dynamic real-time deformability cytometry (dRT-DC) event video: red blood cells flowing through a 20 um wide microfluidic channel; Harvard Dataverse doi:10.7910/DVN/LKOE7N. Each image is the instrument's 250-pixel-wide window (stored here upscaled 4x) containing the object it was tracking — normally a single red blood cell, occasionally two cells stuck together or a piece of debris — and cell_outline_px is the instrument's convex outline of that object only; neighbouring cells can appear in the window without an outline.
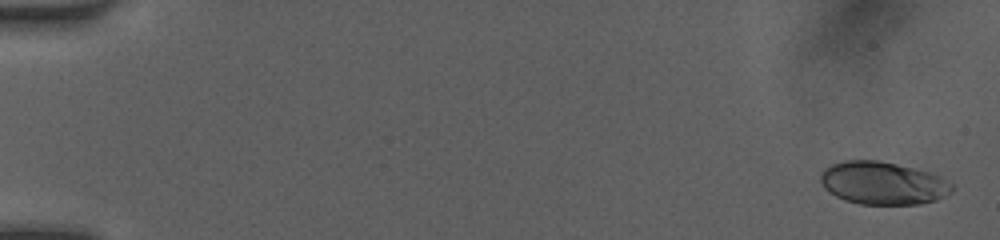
{"species": "human", "species_latin": "Homo sapiens", "temperature_condition": "room temperature", "stored_images_in_passage": 50, "camera_frame_rate_fps": 3000, "um_per_image_px": 0.085, "donor": {"sex": "female"}, "frame": {"image": 1, "passage_image": 2, "time_ms": 0.333, "image_size_px": [1000, 240], "cell_outline_px": [[952, 192], [936, 200], [920, 204], [860, 204], [844, 200], [836, 196], [824, 188], [820, 180], [820, 172], [824, 168], [832, 164], [844, 160], [880, 160], [932, 172], [940, 176], [952, 184]], "centroid_in_image_um": [75.03, 15.55], "position_along_channel_um": 10.0, "area_um2": 33.0}}
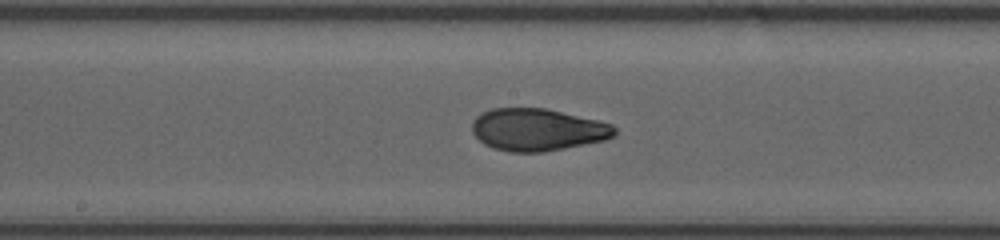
{"frame": {"image": 2, "passage_image": 28, "time_ms": 9.0, "image_size_px": [1000, 240], "cell_outline_px": [[616, 132], [612, 136], [604, 140], [544, 152], [508, 152], [492, 148], [484, 144], [472, 132], [472, 120], [480, 112], [492, 108], [544, 108], [596, 120], [612, 124], [616, 128]], "centroid_in_image_um": [45.63, 11.02], "position_along_channel_um": 202.6, "area_um2": 35.03}}
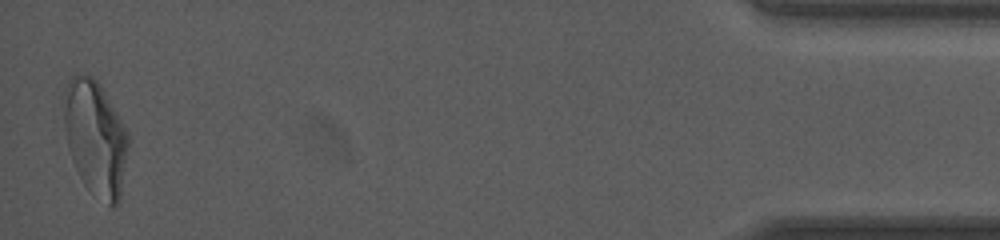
{"frame": {"image": 3, "passage_image": 50, "time_ms": 16.333, "image_size_px": [1000, 240], "cell_outline_px": [[128, 144], [120, 200], [112, 208], [88, 188], [84, 184], [72, 160], [68, 148], [64, 128], [60, 96], [64, 88], [72, 76], [76, 72], [92, 76], [100, 84], [128, 132]], "centroid_in_image_um": [8.06, 11.65], "position_along_channel_um": 427.1, "area_um2": 43.47}, "authors_computed_cell_mechanics": {"area_um2": 34.5933, "velocity_mm_per_s": 4.168, "shape_relaxation_time_tau1_ms": 5.0838, "shape_relaxation_time_tau2_ms": 0.9741, "deformation_change_tau1": 0.1892, "deformation_change_tau2": 0.0644}}